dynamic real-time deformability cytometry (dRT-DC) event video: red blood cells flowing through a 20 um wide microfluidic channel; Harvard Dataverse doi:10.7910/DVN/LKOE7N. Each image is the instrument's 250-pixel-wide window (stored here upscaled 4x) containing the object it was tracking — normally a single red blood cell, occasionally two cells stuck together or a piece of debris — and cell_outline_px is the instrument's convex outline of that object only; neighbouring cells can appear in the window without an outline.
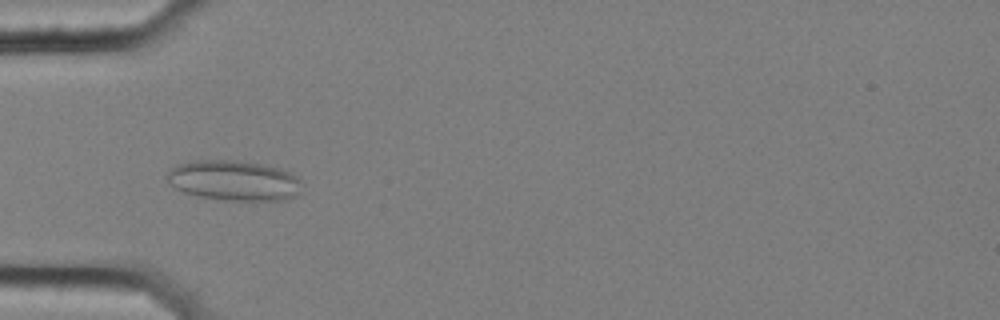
{"species": "common noctule bat (a hibernating species)", "species_latin": "Nyctalus noctula", "temperature_condition": "cold", "stored_images_in_passage": 57, "camera_frame_rate_fps": 3000, "um_per_image_px": 0.085, "animal": {"sex": "female", "body_mass_g": 25.1}, "frame": {"image": 1, "passage_image": 18, "time_ms": 5.667, "image_size_px": [1000, 320], "cell_outline_px": [[300, 192], [284, 200], [216, 200], [184, 192], [168, 184], [168, 172], [176, 164], [196, 160], [228, 160], [260, 164], [276, 168], [288, 172], [296, 176], [300, 180]], "centroid_in_image_um": [19.84, 15.35], "position_along_channel_um": 65.2, "area_um2": 31.27}}
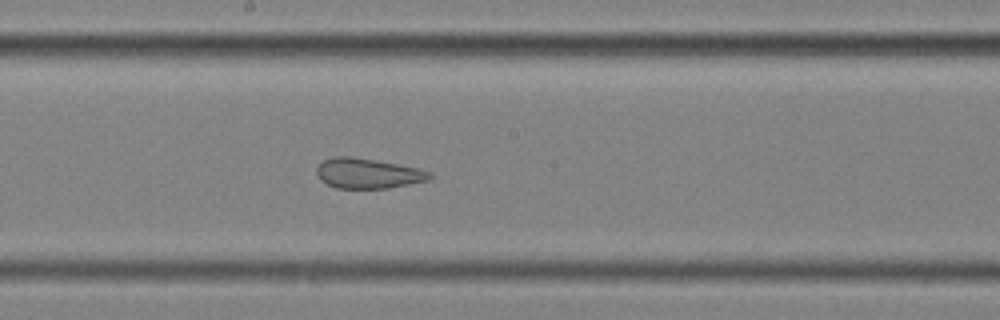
{"frame": {"image": 2, "passage_image": 31, "time_ms": 10.0, "image_size_px": [1000, 320], "cell_outline_px": [[432, 176], [428, 180], [388, 188], [336, 188], [320, 180], [316, 172], [316, 168], [324, 160], [336, 156], [352, 156], [396, 164], [416, 168], [432, 172]], "centroid_in_image_um": [31.24, 14.74], "position_along_channel_um": 217.0, "area_um2": 19.59}}
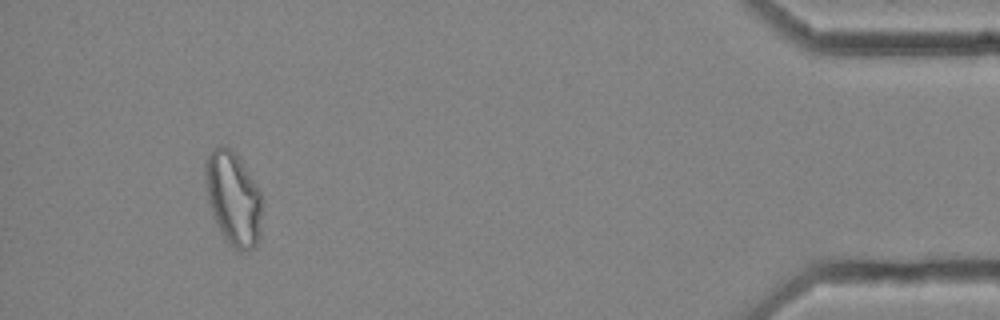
{"frame": {"image": 3, "passage_image": 53, "time_ms": 17.333, "image_size_px": [1000, 320], "cell_outline_px": [[264, 200], [260, 236], [256, 244], [248, 252], [240, 252], [224, 236], [212, 216], [208, 200], [204, 180], [204, 160], [208, 152], [212, 148], [220, 144], [228, 148], [240, 160], [256, 184]], "centroid_in_image_um": [19.83, 16.85], "position_along_channel_um": 415.4, "area_um2": 31.39}, "authors_computed_cell_mechanics": {"area_um2": 27.6862, "velocity_mm_per_s": 3.5406, "shape_relaxation_time_tau1_ms": null, "shape_relaxation_time_tau2_ms": 2.0076, "deformation_change_tau1": null, "deformation_change_tau2": 0.098}}